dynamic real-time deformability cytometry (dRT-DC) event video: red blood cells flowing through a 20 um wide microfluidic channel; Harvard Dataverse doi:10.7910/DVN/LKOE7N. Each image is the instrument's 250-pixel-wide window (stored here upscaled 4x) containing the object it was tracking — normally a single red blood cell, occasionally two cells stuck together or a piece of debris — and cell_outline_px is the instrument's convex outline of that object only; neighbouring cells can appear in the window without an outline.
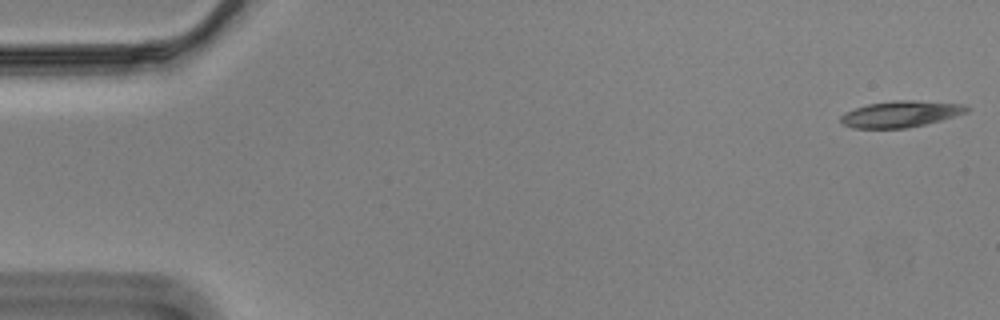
{"species": "Egyptian fruit bat (a non-hibernating species)", "species_latin": "Rousettus aegyptiacus", "temperature_condition": "cold", "stored_images_in_passage": 57, "camera_frame_rate_fps": 3000, "um_per_image_px": 0.085, "animal": {"sex": "male"}, "frame": {"image": 1, "passage_image": 1, "time_ms": 0.0, "image_size_px": [1000, 320], "cell_outline_px": [[972, 108], [968, 112], [940, 120], [908, 128], [852, 128], [844, 124], [840, 120], [840, 116], [844, 112], [868, 104], [892, 100], [916, 100], [964, 104]], "centroid_in_image_um": [76.57, 9.68], "position_along_channel_um": 8.4, "area_um2": 19.36}}
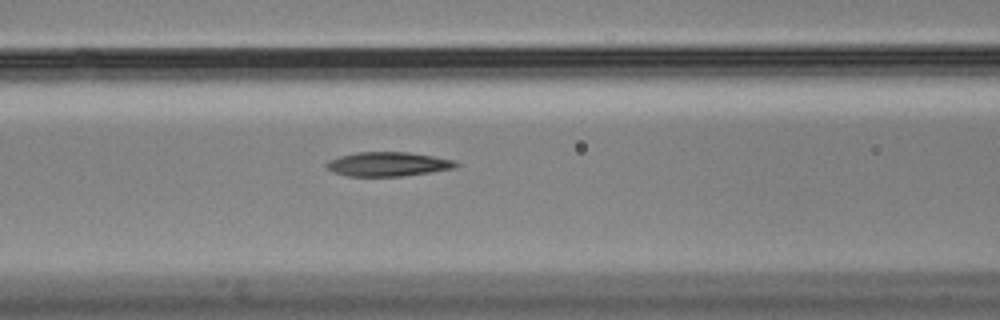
{"frame": {"image": 2, "passage_image": 23, "time_ms": 7.333, "image_size_px": [1000, 320], "cell_outline_px": [[460, 164], [456, 168], [432, 172], [404, 176], [348, 176], [332, 172], [324, 164], [328, 160], [340, 156], [356, 152], [408, 152], [432, 156], [452, 160]], "centroid_in_image_um": [32.96, 13.95], "position_along_channel_um": 133.6, "area_um2": 18.32}}
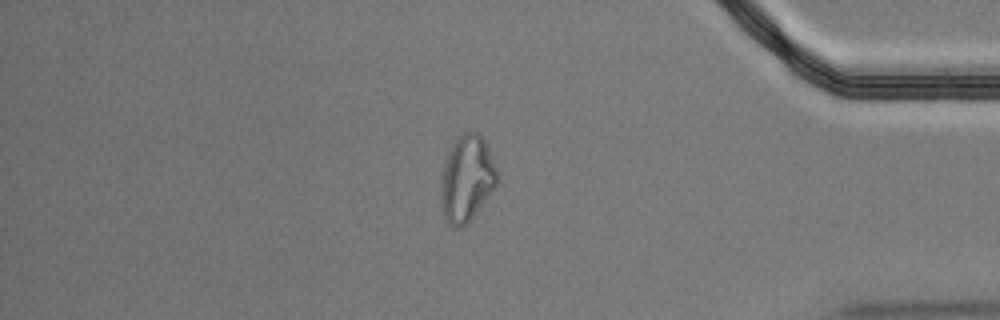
{"frame": {"image": 3, "passage_image": 48, "time_ms": 15.667, "image_size_px": [1000, 320], "cell_outline_px": [[500, 180], [472, 220], [468, 224], [460, 228], [452, 228], [444, 216], [440, 204], [440, 188], [444, 164], [452, 144], [464, 132], [480, 132], [484, 140], [496, 168]], "centroid_in_image_um": [39.68, 15.24], "position_along_channel_um": 395.5, "area_um2": 28.5}, "authors_computed_cell_mechanics": {"area_um2": 19.0162, "velocity_mm_per_s": 3.493, "shape_relaxation_time_tau1_ms": 10.4075, "shape_relaxation_time_tau2_ms": 5.9741, "deformation_change_tau1": 0.2981, "deformation_change_tau2": 0.1554}}